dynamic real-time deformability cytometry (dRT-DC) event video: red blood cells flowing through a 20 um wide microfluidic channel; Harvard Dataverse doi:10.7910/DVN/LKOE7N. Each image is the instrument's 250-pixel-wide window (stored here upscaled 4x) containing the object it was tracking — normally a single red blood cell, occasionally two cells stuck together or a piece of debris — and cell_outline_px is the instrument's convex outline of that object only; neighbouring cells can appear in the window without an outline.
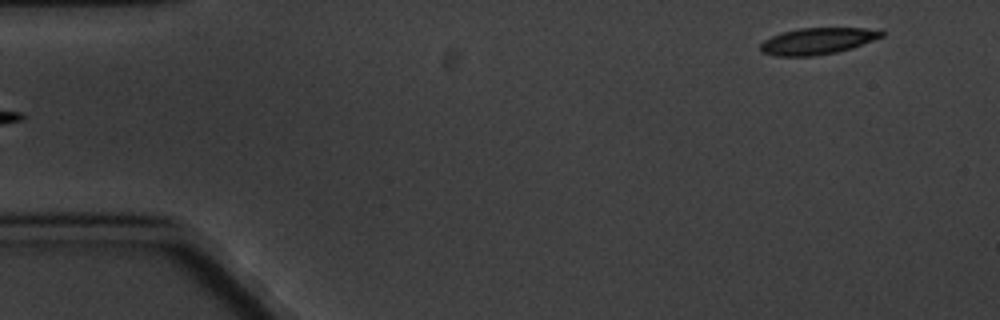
{"species": "common noctule bat (a hibernating species)", "species_latin": "Nyctalus noctula", "temperature_condition": "cold", "stored_images_in_passage": 3, "segment_of_instrument_passage": [2, 2], "camera_frame_rate_fps": 3000, "um_per_image_px": 0.085, "animal": {"sex": "male", "body_mass_g": 20.1, "forearm_length_mm": 53.5}, "frame": {"image": 1, "passage_image": 3, "time_ms": 3.333, "image_size_px": [1000, 320], "cell_outline_px": [[884, 36], [852, 48], [836, 52], [812, 56], [776, 56], [760, 52], [760, 44], [764, 40], [772, 36], [784, 32], [800, 28], [880, 28], [884, 32]], "centroid_in_image_um": [69.52, 3.48], "position_along_channel_um": 15.5, "area_um2": 18.79}}